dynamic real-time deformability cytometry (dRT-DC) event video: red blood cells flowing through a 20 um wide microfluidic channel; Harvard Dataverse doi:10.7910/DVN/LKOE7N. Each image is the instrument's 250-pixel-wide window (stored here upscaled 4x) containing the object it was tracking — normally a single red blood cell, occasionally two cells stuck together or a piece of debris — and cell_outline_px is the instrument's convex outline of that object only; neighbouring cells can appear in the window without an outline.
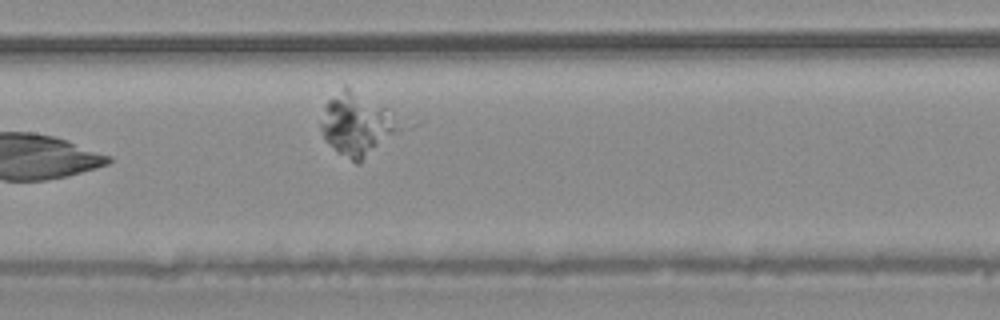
{"species": "common noctule bat (a hibernating species)", "species_latin": "Nyctalus noctula", "temperature_condition": "warm", "stored_images_in_passage": 7, "camera_frame_rate_fps": 3000, "um_per_image_px": 0.085, "animal": {"sex": "male", "body_mass_g": 20.4}, "frame": {"image": 1, "passage_image": 7, "time_ms": 2.0, "image_size_px": [1000, 320], "cell_outline_px": [[424, 120], [420, 124], [360, 164], [356, 164], [336, 152], [324, 140], [320, 128], [320, 124], [324, 104], [344, 84], [348, 84]], "centroid_in_image_um": [30.82, 10.52], "position_along_channel_um": 176.6, "area_um2": 34.74}}